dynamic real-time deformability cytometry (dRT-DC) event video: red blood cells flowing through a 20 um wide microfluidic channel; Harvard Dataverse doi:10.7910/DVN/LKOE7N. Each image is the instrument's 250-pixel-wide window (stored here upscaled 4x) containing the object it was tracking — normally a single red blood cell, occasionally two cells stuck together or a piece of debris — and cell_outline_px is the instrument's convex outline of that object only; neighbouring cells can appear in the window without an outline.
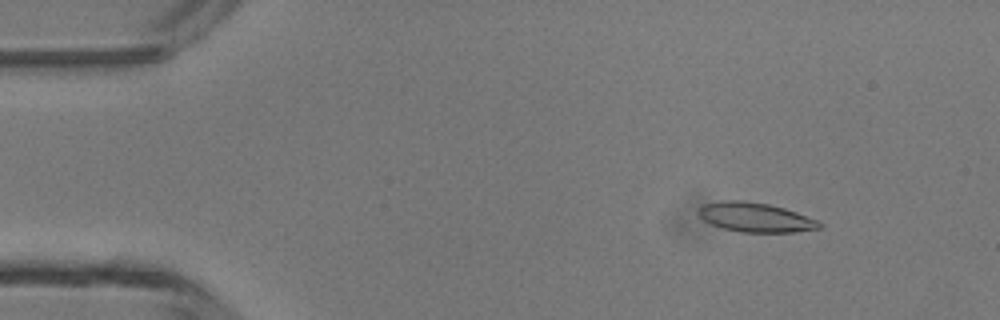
{"species": "common noctule bat (a hibernating species)", "species_latin": "Nyctalus noctula", "temperature_condition": "room temperature", "stored_images_in_passage": 47, "camera_frame_rate_fps": 3000, "um_per_image_px": 0.085, "animal": {"sex": "male", "body_mass_g": 13.3}, "frame": {"image": 1, "passage_image": 6, "time_ms": 1.667, "image_size_px": [1000, 320], "cell_outline_px": [[824, 224], [820, 228], [796, 232], [740, 232], [724, 228], [712, 224], [704, 220], [696, 212], [704, 204], [724, 200], [744, 200], [768, 204], [784, 208], [796, 212], [816, 220]], "centroid_in_image_um": [64.21, 18.47], "position_along_channel_um": 20.8, "area_um2": 20.58}}
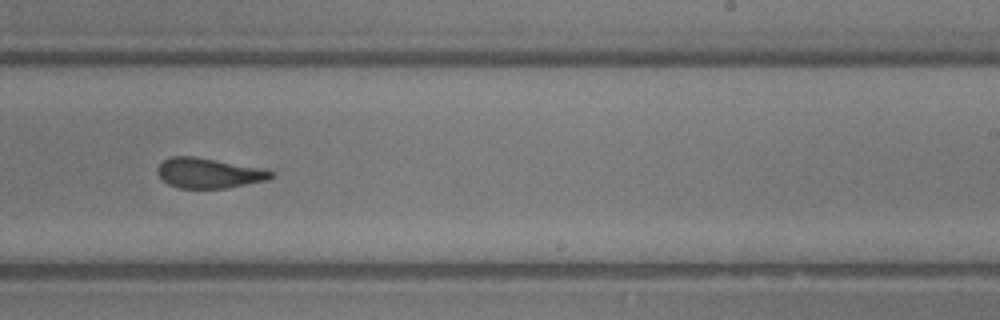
{"frame": {"image": 2, "passage_image": 29, "time_ms": 9.333, "image_size_px": [1000, 320], "cell_outline_px": [[272, 176], [268, 180], [228, 188], [176, 188], [168, 184], [156, 172], [156, 168], [164, 160], [172, 156], [196, 156], [256, 168], [272, 172]], "centroid_in_image_um": [17.67, 14.72], "position_along_channel_um": 271.3, "area_um2": 19.59}}
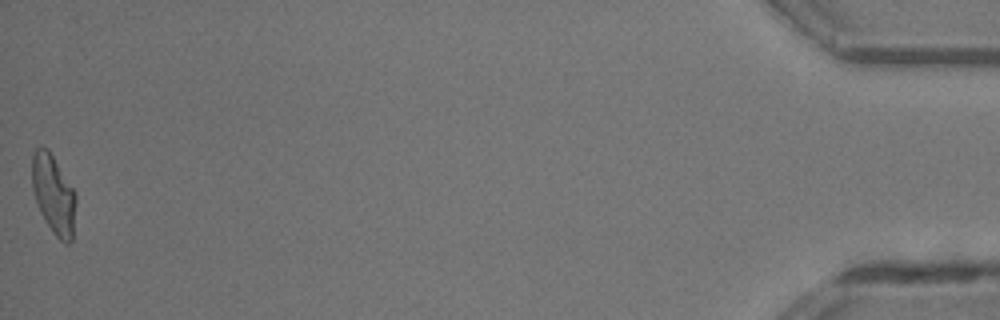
{"frame": {"image": 3, "passage_image": 47, "time_ms": 15.333, "image_size_px": [1000, 320], "cell_outline_px": [[76, 204], [72, 240], [68, 244], [64, 244], [52, 232], [40, 212], [36, 204], [32, 188], [32, 156], [36, 148], [48, 148], [76, 192]], "centroid_in_image_um": [4.56, 16.55], "position_along_channel_um": 430.6, "area_um2": 20.4}, "authors_computed_cell_mechanics": {"area_um2": 20.3456, "velocity_mm_per_s": 4.3718, "shape_relaxation_time_tau1_ms": 10.2909, "shape_relaxation_time_tau2_ms": 1.4137, "deformation_change_tau1": 0.304, "deformation_change_tau2": 0.1101}}